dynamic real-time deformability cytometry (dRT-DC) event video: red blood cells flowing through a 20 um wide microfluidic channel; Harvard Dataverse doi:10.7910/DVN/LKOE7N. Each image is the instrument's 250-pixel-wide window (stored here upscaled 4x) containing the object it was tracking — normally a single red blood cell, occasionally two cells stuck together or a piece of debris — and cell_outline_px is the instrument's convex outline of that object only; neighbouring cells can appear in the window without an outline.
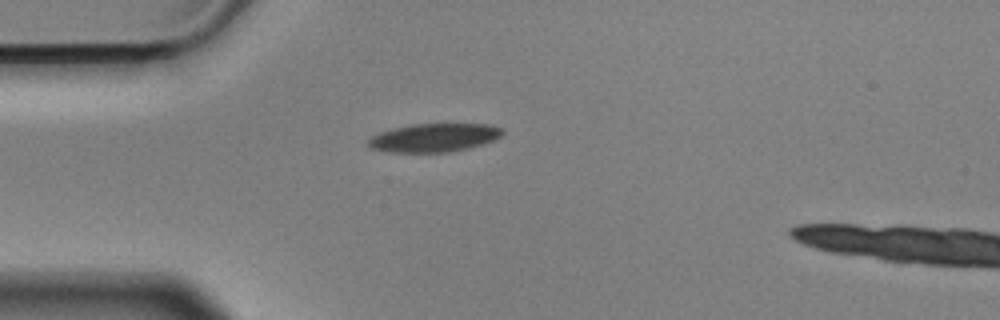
{"species": "Egyptian fruit bat (a non-hibernating species)", "species_latin": "Rousettus aegyptiacus", "temperature_condition": "cold", "stored_images_in_passage": 40, "camera_frame_rate_fps": 3000, "um_per_image_px": 0.085, "animal": {"sex": "male"}, "frame": {"image": 1, "passage_image": 1, "time_ms": 0.0, "image_size_px": [1000, 320], "cell_outline_px": [[504, 132], [500, 136], [492, 140], [480, 144], [448, 152], [392, 152], [372, 148], [368, 144], [368, 140], [372, 136], [380, 132], [392, 128], [412, 124], [488, 124], [500, 128]], "centroid_in_image_um": [36.85, 11.69], "position_along_channel_um": 48.1, "area_um2": 21.79}}
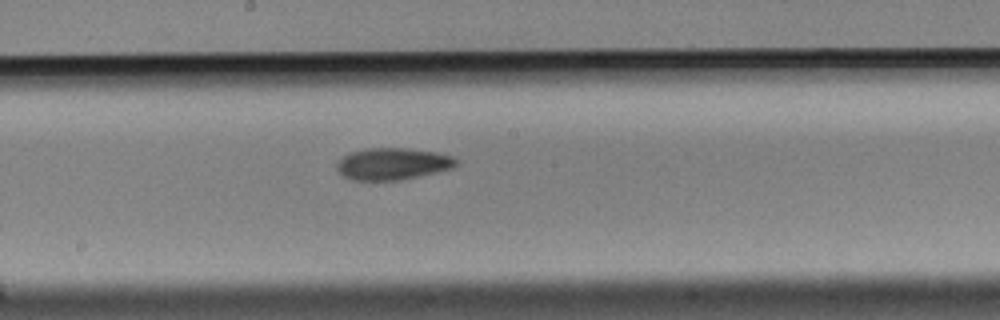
{"frame": {"image": 2, "passage_image": 16, "time_ms": 5.0, "image_size_px": [1000, 320], "cell_outline_px": [[460, 164], [452, 168], [420, 176], [400, 180], [352, 180], [344, 176], [336, 168], [336, 164], [348, 152], [368, 148], [408, 148], [436, 152], [456, 156], [460, 160]], "centroid_in_image_um": [33.44, 13.91], "position_along_channel_um": 214.8, "area_um2": 22.43}}
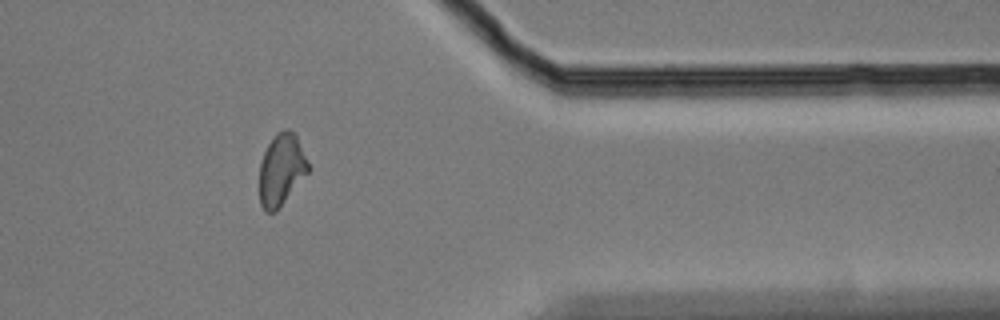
{"frame": {"image": 3, "passage_image": 32, "time_ms": 10.333, "image_size_px": [1000, 320], "cell_outline_px": [[308, 172], [276, 212], [264, 212], [260, 204], [260, 160], [268, 144], [276, 132], [284, 128], [288, 128], [296, 132], [308, 164]], "centroid_in_image_um": [23.9, 14.39], "position_along_channel_um": 387.5, "area_um2": 20.46}}